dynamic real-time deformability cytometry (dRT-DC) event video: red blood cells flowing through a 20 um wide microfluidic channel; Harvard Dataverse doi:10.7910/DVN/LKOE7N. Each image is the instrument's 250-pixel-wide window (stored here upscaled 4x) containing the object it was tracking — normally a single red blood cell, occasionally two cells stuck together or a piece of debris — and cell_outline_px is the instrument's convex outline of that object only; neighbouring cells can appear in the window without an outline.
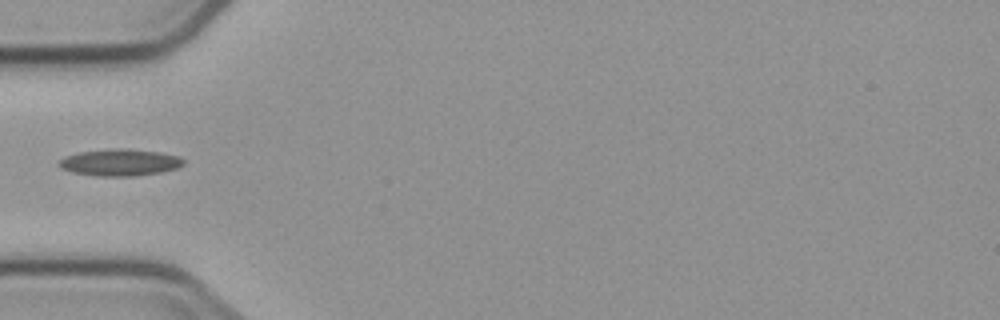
{"species": "common noctule bat (a hibernating species)", "species_latin": "Nyctalus noctula", "temperature_condition": "cold", "stored_images_in_passage": 5, "camera_frame_rate_fps": 3000, "um_per_image_px": 0.085, "animal": {"sex": "male", "body_mass_g": 23.1, "forearm_length_mm": 52.7}, "frame": {"image": 1, "passage_image": 4, "time_ms": 3.667, "image_size_px": [1000, 320], "cell_outline_px": [[184, 164], [176, 168], [160, 172], [132, 176], [96, 176], [72, 172], [60, 168], [56, 164], [64, 156], [80, 152], [120, 148], [156, 152], [176, 156], [184, 160]], "centroid_in_image_um": [10.12, 13.82], "position_along_channel_um": 74.9, "area_um2": 19.13}}
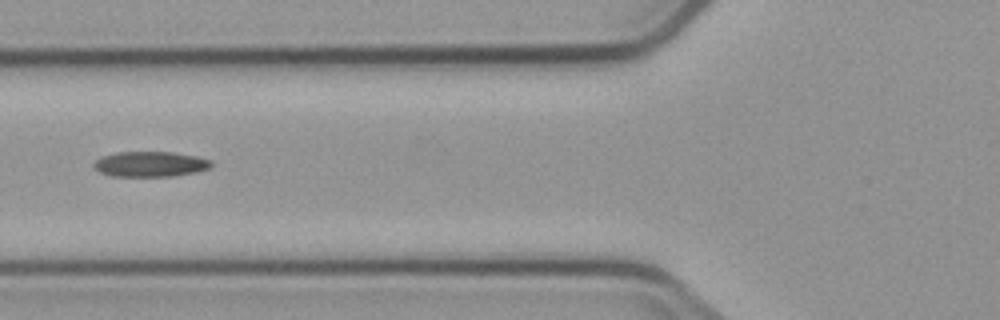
{"frame": {"image": 2, "passage_image": 5, "time_ms": 4.667, "image_size_px": [1000, 320], "cell_outline_px": [[212, 164], [208, 168], [196, 172], [172, 176], [112, 176], [100, 172], [92, 164], [96, 160], [104, 156], [116, 152], [172, 152], [196, 156], [212, 160]], "centroid_in_image_um": [12.78, 13.95], "position_along_channel_um": 113.0, "area_um2": 17.17}}